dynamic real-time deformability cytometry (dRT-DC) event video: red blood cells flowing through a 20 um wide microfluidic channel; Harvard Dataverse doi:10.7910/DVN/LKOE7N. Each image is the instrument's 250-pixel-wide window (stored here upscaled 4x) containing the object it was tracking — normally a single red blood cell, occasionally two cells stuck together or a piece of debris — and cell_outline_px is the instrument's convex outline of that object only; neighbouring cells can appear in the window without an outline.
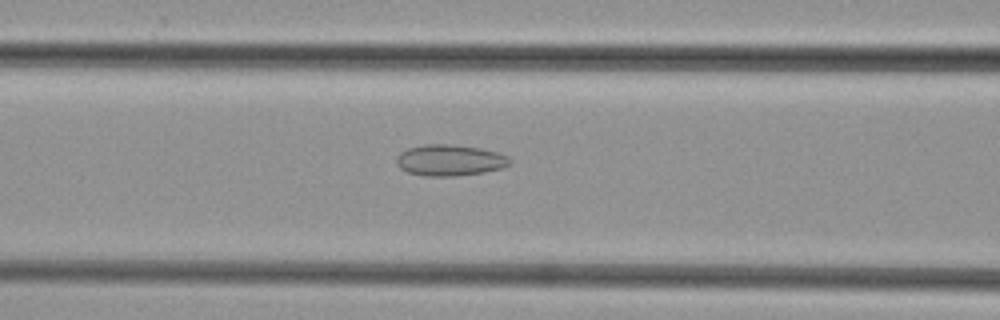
{"species": "common noctule bat (a hibernating species)", "species_latin": "Nyctalus noctula", "temperature_condition": "cold", "stored_images_in_passage": 34, "camera_frame_rate_fps": 3000, "um_per_image_px": 0.085, "animal": {"sex": "female", "body_mass_g": 29.2, "forearm_length_mm": 56.3}, "frame": {"image": 1, "passage_image": 5, "time_ms": 1.333, "image_size_px": [1000, 320], "cell_outline_px": [[512, 164], [504, 168], [484, 172], [456, 176], [424, 176], [408, 172], [400, 168], [396, 164], [396, 156], [400, 152], [408, 148], [424, 144], [448, 144], [480, 148], [496, 152], [508, 156], [512, 160]], "centroid_in_image_um": [38.24, 13.62], "position_along_channel_um": 128.4, "area_um2": 20.81}}
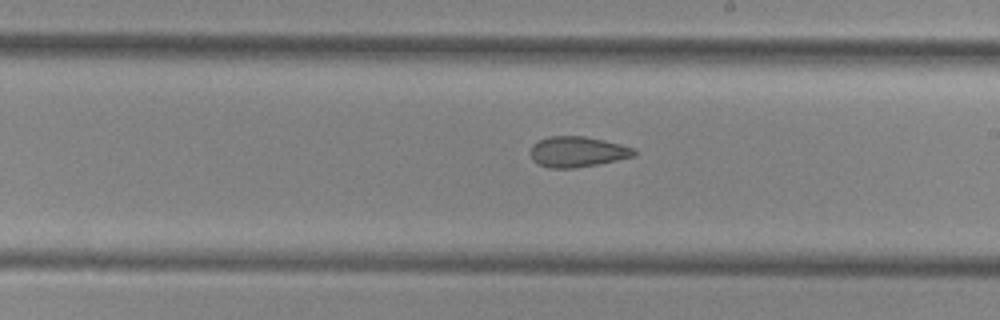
{"frame": {"image": 2, "passage_image": 13, "time_ms": 4.0, "image_size_px": [1000, 320], "cell_outline_px": [[636, 156], [576, 168], [548, 168], [532, 160], [532, 144], [548, 136], [584, 136], [604, 140], [620, 144], [632, 148], [636, 152]], "centroid_in_image_um": [49.08, 12.9], "position_along_channel_um": 239.9, "area_um2": 18.26}}
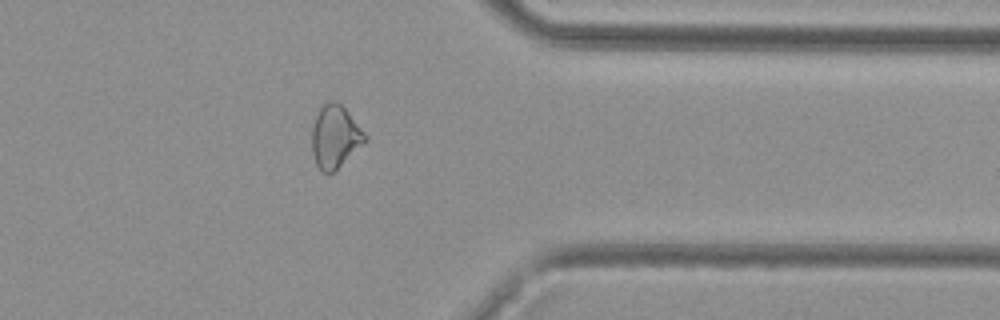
{"frame": {"image": 3, "passage_image": 24, "time_ms": 7.667, "image_size_px": [1000, 320], "cell_outline_px": [[368, 140], [328, 176], [320, 172], [316, 164], [312, 152], [312, 128], [316, 116], [320, 108], [328, 100], [336, 100], [348, 112], [368, 136]], "centroid_in_image_um": [28.47, 11.64], "position_along_channel_um": 382.9, "area_um2": 19.48}}